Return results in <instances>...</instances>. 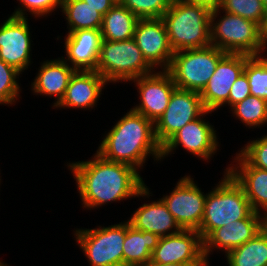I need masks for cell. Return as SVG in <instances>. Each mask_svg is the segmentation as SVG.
I'll return each instance as SVG.
<instances>
[{"label": "cell", "instance_id": "836d02e7", "mask_svg": "<svg viewBox=\"0 0 267 266\" xmlns=\"http://www.w3.org/2000/svg\"><path fill=\"white\" fill-rule=\"evenodd\" d=\"M250 95L251 92L248 77L243 71L231 86V89L229 91L228 102L226 103L228 105L226 106L232 107L233 105L237 104L238 102L242 101Z\"/></svg>", "mask_w": 267, "mask_h": 266}, {"label": "cell", "instance_id": "ab89813d", "mask_svg": "<svg viewBox=\"0 0 267 266\" xmlns=\"http://www.w3.org/2000/svg\"><path fill=\"white\" fill-rule=\"evenodd\" d=\"M262 1H263L264 5H265V8L267 10V0H262Z\"/></svg>", "mask_w": 267, "mask_h": 266}, {"label": "cell", "instance_id": "8d00e7d4", "mask_svg": "<svg viewBox=\"0 0 267 266\" xmlns=\"http://www.w3.org/2000/svg\"><path fill=\"white\" fill-rule=\"evenodd\" d=\"M142 266H209L208 264H184V263H176V264H158L156 262L149 261L147 264Z\"/></svg>", "mask_w": 267, "mask_h": 266}, {"label": "cell", "instance_id": "4dcf8cb0", "mask_svg": "<svg viewBox=\"0 0 267 266\" xmlns=\"http://www.w3.org/2000/svg\"><path fill=\"white\" fill-rule=\"evenodd\" d=\"M173 0H119L138 19H159L171 6Z\"/></svg>", "mask_w": 267, "mask_h": 266}, {"label": "cell", "instance_id": "3957f363", "mask_svg": "<svg viewBox=\"0 0 267 266\" xmlns=\"http://www.w3.org/2000/svg\"><path fill=\"white\" fill-rule=\"evenodd\" d=\"M254 210L242 186L227 171L206 195L204 215L198 230L204 241L215 229L247 218Z\"/></svg>", "mask_w": 267, "mask_h": 266}, {"label": "cell", "instance_id": "f546056e", "mask_svg": "<svg viewBox=\"0 0 267 266\" xmlns=\"http://www.w3.org/2000/svg\"><path fill=\"white\" fill-rule=\"evenodd\" d=\"M22 74L16 68L0 59V104L13 105L19 99L20 85L17 81Z\"/></svg>", "mask_w": 267, "mask_h": 266}, {"label": "cell", "instance_id": "1f68e13d", "mask_svg": "<svg viewBox=\"0 0 267 266\" xmlns=\"http://www.w3.org/2000/svg\"><path fill=\"white\" fill-rule=\"evenodd\" d=\"M19 1L18 7L11 14L16 17H28L25 15L27 12H30V15L34 16V18H40L42 16L47 17L51 15L52 12L56 10V8H61V0H17ZM27 10V12H25Z\"/></svg>", "mask_w": 267, "mask_h": 266}, {"label": "cell", "instance_id": "cb8c5ba5", "mask_svg": "<svg viewBox=\"0 0 267 266\" xmlns=\"http://www.w3.org/2000/svg\"><path fill=\"white\" fill-rule=\"evenodd\" d=\"M138 18L119 1L103 16L102 40L126 41L132 39Z\"/></svg>", "mask_w": 267, "mask_h": 266}, {"label": "cell", "instance_id": "30bf717a", "mask_svg": "<svg viewBox=\"0 0 267 266\" xmlns=\"http://www.w3.org/2000/svg\"><path fill=\"white\" fill-rule=\"evenodd\" d=\"M212 114L211 111H205L199 118L187 123L183 128L175 132L162 145V159L169 154H174L180 145L188 151V153L199 157L203 161L210 160L217 153L219 142L217 141V133L214 126L203 117Z\"/></svg>", "mask_w": 267, "mask_h": 266}, {"label": "cell", "instance_id": "e0dca14e", "mask_svg": "<svg viewBox=\"0 0 267 266\" xmlns=\"http://www.w3.org/2000/svg\"><path fill=\"white\" fill-rule=\"evenodd\" d=\"M267 225V218L260 213L252 212L247 218L231 222L215 229L203 241V254L209 264L212 251L219 249L225 255L254 238Z\"/></svg>", "mask_w": 267, "mask_h": 266}, {"label": "cell", "instance_id": "484cf974", "mask_svg": "<svg viewBox=\"0 0 267 266\" xmlns=\"http://www.w3.org/2000/svg\"><path fill=\"white\" fill-rule=\"evenodd\" d=\"M68 33L76 30L101 29L103 15L83 0H61Z\"/></svg>", "mask_w": 267, "mask_h": 266}, {"label": "cell", "instance_id": "5b68a950", "mask_svg": "<svg viewBox=\"0 0 267 266\" xmlns=\"http://www.w3.org/2000/svg\"><path fill=\"white\" fill-rule=\"evenodd\" d=\"M221 12L225 14L222 16ZM218 16L220 18L216 20ZM210 42L226 53L260 56L262 28L251 20L224 12L218 6L210 15Z\"/></svg>", "mask_w": 267, "mask_h": 266}, {"label": "cell", "instance_id": "4fadbf2b", "mask_svg": "<svg viewBox=\"0 0 267 266\" xmlns=\"http://www.w3.org/2000/svg\"><path fill=\"white\" fill-rule=\"evenodd\" d=\"M139 92L140 103L132 109L154 124L168 107L170 97L177 88L171 75L166 70L132 79Z\"/></svg>", "mask_w": 267, "mask_h": 266}, {"label": "cell", "instance_id": "9c48e42d", "mask_svg": "<svg viewBox=\"0 0 267 266\" xmlns=\"http://www.w3.org/2000/svg\"><path fill=\"white\" fill-rule=\"evenodd\" d=\"M206 195L190 175H185L178 180L173 191L161 199L181 229L198 231L204 215Z\"/></svg>", "mask_w": 267, "mask_h": 266}, {"label": "cell", "instance_id": "6da1fadb", "mask_svg": "<svg viewBox=\"0 0 267 266\" xmlns=\"http://www.w3.org/2000/svg\"><path fill=\"white\" fill-rule=\"evenodd\" d=\"M92 159L67 163L75 178L82 207L91 210L110 202L152 196L139 170L107 160L97 152Z\"/></svg>", "mask_w": 267, "mask_h": 266}, {"label": "cell", "instance_id": "74e56055", "mask_svg": "<svg viewBox=\"0 0 267 266\" xmlns=\"http://www.w3.org/2000/svg\"><path fill=\"white\" fill-rule=\"evenodd\" d=\"M267 20L265 22L264 27L262 28V50H261V55L263 56H267V54H265V51L267 52ZM264 52V53H263Z\"/></svg>", "mask_w": 267, "mask_h": 266}, {"label": "cell", "instance_id": "7a4b0ae2", "mask_svg": "<svg viewBox=\"0 0 267 266\" xmlns=\"http://www.w3.org/2000/svg\"><path fill=\"white\" fill-rule=\"evenodd\" d=\"M112 127L96 151L103 158L137 170L143 168L150 155L154 161H161L162 146L156 139L151 120L131 108Z\"/></svg>", "mask_w": 267, "mask_h": 266}, {"label": "cell", "instance_id": "7c38bea8", "mask_svg": "<svg viewBox=\"0 0 267 266\" xmlns=\"http://www.w3.org/2000/svg\"><path fill=\"white\" fill-rule=\"evenodd\" d=\"M158 264H208L203 254V241L197 230L182 229L160 237L151 260Z\"/></svg>", "mask_w": 267, "mask_h": 266}, {"label": "cell", "instance_id": "277c9868", "mask_svg": "<svg viewBox=\"0 0 267 266\" xmlns=\"http://www.w3.org/2000/svg\"><path fill=\"white\" fill-rule=\"evenodd\" d=\"M211 9L173 0L162 16L174 52L203 48L210 42Z\"/></svg>", "mask_w": 267, "mask_h": 266}, {"label": "cell", "instance_id": "f35d334b", "mask_svg": "<svg viewBox=\"0 0 267 266\" xmlns=\"http://www.w3.org/2000/svg\"><path fill=\"white\" fill-rule=\"evenodd\" d=\"M0 266H9V265L6 264L5 262L3 263L2 260H0Z\"/></svg>", "mask_w": 267, "mask_h": 266}, {"label": "cell", "instance_id": "7402d4cb", "mask_svg": "<svg viewBox=\"0 0 267 266\" xmlns=\"http://www.w3.org/2000/svg\"><path fill=\"white\" fill-rule=\"evenodd\" d=\"M130 225L140 231H147L165 237L182 230L161 198L144 203L128 219Z\"/></svg>", "mask_w": 267, "mask_h": 266}, {"label": "cell", "instance_id": "44dd1931", "mask_svg": "<svg viewBox=\"0 0 267 266\" xmlns=\"http://www.w3.org/2000/svg\"><path fill=\"white\" fill-rule=\"evenodd\" d=\"M38 74L31 83V89L35 95L55 97L53 107L63 98L70 78L76 71L62 57L46 60L41 63Z\"/></svg>", "mask_w": 267, "mask_h": 266}, {"label": "cell", "instance_id": "8fae6325", "mask_svg": "<svg viewBox=\"0 0 267 266\" xmlns=\"http://www.w3.org/2000/svg\"><path fill=\"white\" fill-rule=\"evenodd\" d=\"M205 108L199 92L176 88L163 115L155 122V136L162 146L175 132L199 118Z\"/></svg>", "mask_w": 267, "mask_h": 266}, {"label": "cell", "instance_id": "ac0fdd59", "mask_svg": "<svg viewBox=\"0 0 267 266\" xmlns=\"http://www.w3.org/2000/svg\"><path fill=\"white\" fill-rule=\"evenodd\" d=\"M66 58H62L75 70L96 71L102 34L101 29L76 30L65 36Z\"/></svg>", "mask_w": 267, "mask_h": 266}, {"label": "cell", "instance_id": "83f0119b", "mask_svg": "<svg viewBox=\"0 0 267 266\" xmlns=\"http://www.w3.org/2000/svg\"><path fill=\"white\" fill-rule=\"evenodd\" d=\"M219 7L257 23L261 28L267 20V10L262 0H221Z\"/></svg>", "mask_w": 267, "mask_h": 266}, {"label": "cell", "instance_id": "d6986e66", "mask_svg": "<svg viewBox=\"0 0 267 266\" xmlns=\"http://www.w3.org/2000/svg\"><path fill=\"white\" fill-rule=\"evenodd\" d=\"M106 84L108 82L97 71L76 70L63 98L54 108L93 109Z\"/></svg>", "mask_w": 267, "mask_h": 266}, {"label": "cell", "instance_id": "9a60e30c", "mask_svg": "<svg viewBox=\"0 0 267 266\" xmlns=\"http://www.w3.org/2000/svg\"><path fill=\"white\" fill-rule=\"evenodd\" d=\"M249 57L244 54L226 53L219 60L215 72L200 93L205 110L215 112L226 106L231 86L244 71Z\"/></svg>", "mask_w": 267, "mask_h": 266}, {"label": "cell", "instance_id": "4316f807", "mask_svg": "<svg viewBox=\"0 0 267 266\" xmlns=\"http://www.w3.org/2000/svg\"><path fill=\"white\" fill-rule=\"evenodd\" d=\"M231 112L246 127H261L267 124V101L256 96H248L231 107Z\"/></svg>", "mask_w": 267, "mask_h": 266}, {"label": "cell", "instance_id": "603a6c76", "mask_svg": "<svg viewBox=\"0 0 267 266\" xmlns=\"http://www.w3.org/2000/svg\"><path fill=\"white\" fill-rule=\"evenodd\" d=\"M160 237L157 234L135 229L126 221V236L123 246V266H142L151 260L152 251Z\"/></svg>", "mask_w": 267, "mask_h": 266}, {"label": "cell", "instance_id": "d6a6232c", "mask_svg": "<svg viewBox=\"0 0 267 266\" xmlns=\"http://www.w3.org/2000/svg\"><path fill=\"white\" fill-rule=\"evenodd\" d=\"M239 154L251 166L267 170V135L248 141Z\"/></svg>", "mask_w": 267, "mask_h": 266}, {"label": "cell", "instance_id": "5bb4252c", "mask_svg": "<svg viewBox=\"0 0 267 266\" xmlns=\"http://www.w3.org/2000/svg\"><path fill=\"white\" fill-rule=\"evenodd\" d=\"M27 17L9 16L0 25V59L20 72L31 66V35Z\"/></svg>", "mask_w": 267, "mask_h": 266}, {"label": "cell", "instance_id": "d590c367", "mask_svg": "<svg viewBox=\"0 0 267 266\" xmlns=\"http://www.w3.org/2000/svg\"><path fill=\"white\" fill-rule=\"evenodd\" d=\"M180 1L188 4L201 5L211 10L217 8L221 2V0H180Z\"/></svg>", "mask_w": 267, "mask_h": 266}, {"label": "cell", "instance_id": "8992f818", "mask_svg": "<svg viewBox=\"0 0 267 266\" xmlns=\"http://www.w3.org/2000/svg\"><path fill=\"white\" fill-rule=\"evenodd\" d=\"M96 71L108 82H127L156 70L145 60L135 40H102Z\"/></svg>", "mask_w": 267, "mask_h": 266}, {"label": "cell", "instance_id": "2e32d148", "mask_svg": "<svg viewBox=\"0 0 267 266\" xmlns=\"http://www.w3.org/2000/svg\"><path fill=\"white\" fill-rule=\"evenodd\" d=\"M133 39L145 60L155 70L158 68L167 70L169 68L174 51L169 43L168 33L161 18L139 19Z\"/></svg>", "mask_w": 267, "mask_h": 266}, {"label": "cell", "instance_id": "f1b7e54d", "mask_svg": "<svg viewBox=\"0 0 267 266\" xmlns=\"http://www.w3.org/2000/svg\"><path fill=\"white\" fill-rule=\"evenodd\" d=\"M244 72L248 77L251 95L267 101V57L250 56Z\"/></svg>", "mask_w": 267, "mask_h": 266}, {"label": "cell", "instance_id": "e575fe53", "mask_svg": "<svg viewBox=\"0 0 267 266\" xmlns=\"http://www.w3.org/2000/svg\"><path fill=\"white\" fill-rule=\"evenodd\" d=\"M83 1H85L89 6L100 12L103 16L117 2V0H83Z\"/></svg>", "mask_w": 267, "mask_h": 266}, {"label": "cell", "instance_id": "d4e9b609", "mask_svg": "<svg viewBox=\"0 0 267 266\" xmlns=\"http://www.w3.org/2000/svg\"><path fill=\"white\" fill-rule=\"evenodd\" d=\"M225 256L229 266H267V225L254 238Z\"/></svg>", "mask_w": 267, "mask_h": 266}, {"label": "cell", "instance_id": "52a82bcc", "mask_svg": "<svg viewBox=\"0 0 267 266\" xmlns=\"http://www.w3.org/2000/svg\"><path fill=\"white\" fill-rule=\"evenodd\" d=\"M225 54L213 45L176 51L166 71L178 89L201 93Z\"/></svg>", "mask_w": 267, "mask_h": 266}, {"label": "cell", "instance_id": "ba28073f", "mask_svg": "<svg viewBox=\"0 0 267 266\" xmlns=\"http://www.w3.org/2000/svg\"><path fill=\"white\" fill-rule=\"evenodd\" d=\"M126 222L93 229H76L74 238L91 266H123Z\"/></svg>", "mask_w": 267, "mask_h": 266}, {"label": "cell", "instance_id": "ffe728a7", "mask_svg": "<svg viewBox=\"0 0 267 266\" xmlns=\"http://www.w3.org/2000/svg\"><path fill=\"white\" fill-rule=\"evenodd\" d=\"M234 160L226 170L242 186L254 212L267 218V170L251 166L239 153Z\"/></svg>", "mask_w": 267, "mask_h": 266}]
</instances>
